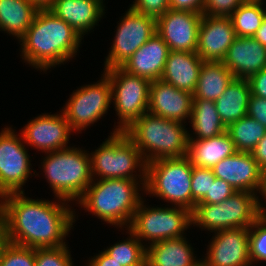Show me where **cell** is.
I'll list each match as a JSON object with an SVG mask.
<instances>
[{
  "instance_id": "6da1fadb",
  "label": "cell",
  "mask_w": 266,
  "mask_h": 266,
  "mask_svg": "<svg viewBox=\"0 0 266 266\" xmlns=\"http://www.w3.org/2000/svg\"><path fill=\"white\" fill-rule=\"evenodd\" d=\"M72 205L57 197L33 199L25 192L2 196L0 220L6 241L33 249L67 245L79 216Z\"/></svg>"
},
{
  "instance_id": "7a4b0ae2",
  "label": "cell",
  "mask_w": 266,
  "mask_h": 266,
  "mask_svg": "<svg viewBox=\"0 0 266 266\" xmlns=\"http://www.w3.org/2000/svg\"><path fill=\"white\" fill-rule=\"evenodd\" d=\"M84 39L63 19L48 9H39L25 35L17 42L21 61L42 74L67 62L80 53ZM52 68V69H51Z\"/></svg>"
},
{
  "instance_id": "3957f363",
  "label": "cell",
  "mask_w": 266,
  "mask_h": 266,
  "mask_svg": "<svg viewBox=\"0 0 266 266\" xmlns=\"http://www.w3.org/2000/svg\"><path fill=\"white\" fill-rule=\"evenodd\" d=\"M146 180H93L83 196L74 203L87 215L117 229L129 228L135 211L145 195Z\"/></svg>"
},
{
  "instance_id": "277c9868",
  "label": "cell",
  "mask_w": 266,
  "mask_h": 266,
  "mask_svg": "<svg viewBox=\"0 0 266 266\" xmlns=\"http://www.w3.org/2000/svg\"><path fill=\"white\" fill-rule=\"evenodd\" d=\"M44 155L38 168L53 196L76 203L93 181L89 151L72 145Z\"/></svg>"
},
{
  "instance_id": "5b68a950",
  "label": "cell",
  "mask_w": 266,
  "mask_h": 266,
  "mask_svg": "<svg viewBox=\"0 0 266 266\" xmlns=\"http://www.w3.org/2000/svg\"><path fill=\"white\" fill-rule=\"evenodd\" d=\"M184 124L147 112L124 132L140 150L147 164L188 155V127Z\"/></svg>"
},
{
  "instance_id": "8992f818",
  "label": "cell",
  "mask_w": 266,
  "mask_h": 266,
  "mask_svg": "<svg viewBox=\"0 0 266 266\" xmlns=\"http://www.w3.org/2000/svg\"><path fill=\"white\" fill-rule=\"evenodd\" d=\"M93 180H146V162L124 131L110 134L89 152Z\"/></svg>"
},
{
  "instance_id": "52a82bcc",
  "label": "cell",
  "mask_w": 266,
  "mask_h": 266,
  "mask_svg": "<svg viewBox=\"0 0 266 266\" xmlns=\"http://www.w3.org/2000/svg\"><path fill=\"white\" fill-rule=\"evenodd\" d=\"M193 166L188 156L159 159L146 164L145 197L191 211Z\"/></svg>"
},
{
  "instance_id": "ba28073f",
  "label": "cell",
  "mask_w": 266,
  "mask_h": 266,
  "mask_svg": "<svg viewBox=\"0 0 266 266\" xmlns=\"http://www.w3.org/2000/svg\"><path fill=\"white\" fill-rule=\"evenodd\" d=\"M260 217L259 196L236 191L218 204H196L191 211L192 229L211 233L230 228H250Z\"/></svg>"
},
{
  "instance_id": "9c48e42d",
  "label": "cell",
  "mask_w": 266,
  "mask_h": 266,
  "mask_svg": "<svg viewBox=\"0 0 266 266\" xmlns=\"http://www.w3.org/2000/svg\"><path fill=\"white\" fill-rule=\"evenodd\" d=\"M140 201L129 230L147 247L159 241L184 237L192 230L191 211L180 206L149 205ZM165 205V206H163Z\"/></svg>"
},
{
  "instance_id": "30bf717a",
  "label": "cell",
  "mask_w": 266,
  "mask_h": 266,
  "mask_svg": "<svg viewBox=\"0 0 266 266\" xmlns=\"http://www.w3.org/2000/svg\"><path fill=\"white\" fill-rule=\"evenodd\" d=\"M102 71L108 76L111 85L112 106L117 117L112 133L124 131L148 112L151 81L130 74L121 67Z\"/></svg>"
},
{
  "instance_id": "8fae6325",
  "label": "cell",
  "mask_w": 266,
  "mask_h": 266,
  "mask_svg": "<svg viewBox=\"0 0 266 266\" xmlns=\"http://www.w3.org/2000/svg\"><path fill=\"white\" fill-rule=\"evenodd\" d=\"M96 82L83 84L69 94L61 111L69 122L72 131L78 135L94 123L104 119L112 105L111 85L108 76L101 71Z\"/></svg>"
},
{
  "instance_id": "7c38bea8",
  "label": "cell",
  "mask_w": 266,
  "mask_h": 266,
  "mask_svg": "<svg viewBox=\"0 0 266 266\" xmlns=\"http://www.w3.org/2000/svg\"><path fill=\"white\" fill-rule=\"evenodd\" d=\"M15 128L5 125L0 131V198L9 193L25 192L23 187L29 177L40 178L41 175L33 169V156Z\"/></svg>"
},
{
  "instance_id": "4fadbf2b",
  "label": "cell",
  "mask_w": 266,
  "mask_h": 266,
  "mask_svg": "<svg viewBox=\"0 0 266 266\" xmlns=\"http://www.w3.org/2000/svg\"><path fill=\"white\" fill-rule=\"evenodd\" d=\"M117 21L114 37L103 61V70L122 66L144 43L157 33L156 18L129 6Z\"/></svg>"
},
{
  "instance_id": "5bb4252c",
  "label": "cell",
  "mask_w": 266,
  "mask_h": 266,
  "mask_svg": "<svg viewBox=\"0 0 266 266\" xmlns=\"http://www.w3.org/2000/svg\"><path fill=\"white\" fill-rule=\"evenodd\" d=\"M61 112V113H60ZM54 114L41 113L32 117L19 131L25 145L42 154L54 152L71 147L70 138L75 133L72 131L65 115L60 110Z\"/></svg>"
},
{
  "instance_id": "9a60e30c",
  "label": "cell",
  "mask_w": 266,
  "mask_h": 266,
  "mask_svg": "<svg viewBox=\"0 0 266 266\" xmlns=\"http://www.w3.org/2000/svg\"><path fill=\"white\" fill-rule=\"evenodd\" d=\"M212 234L205 256H201L208 266H252L249 228L223 229Z\"/></svg>"
},
{
  "instance_id": "2e32d148",
  "label": "cell",
  "mask_w": 266,
  "mask_h": 266,
  "mask_svg": "<svg viewBox=\"0 0 266 266\" xmlns=\"http://www.w3.org/2000/svg\"><path fill=\"white\" fill-rule=\"evenodd\" d=\"M202 13L168 9L156 19L157 34L170 51L196 52Z\"/></svg>"
},
{
  "instance_id": "e0dca14e",
  "label": "cell",
  "mask_w": 266,
  "mask_h": 266,
  "mask_svg": "<svg viewBox=\"0 0 266 266\" xmlns=\"http://www.w3.org/2000/svg\"><path fill=\"white\" fill-rule=\"evenodd\" d=\"M212 170L215 177L228 182L235 191L261 194L265 173L251 152L236 151L217 163Z\"/></svg>"
},
{
  "instance_id": "ac0fdd59",
  "label": "cell",
  "mask_w": 266,
  "mask_h": 266,
  "mask_svg": "<svg viewBox=\"0 0 266 266\" xmlns=\"http://www.w3.org/2000/svg\"><path fill=\"white\" fill-rule=\"evenodd\" d=\"M193 94L179 90L161 79L150 85L148 112L158 117L189 124Z\"/></svg>"
},
{
  "instance_id": "d6986e66",
  "label": "cell",
  "mask_w": 266,
  "mask_h": 266,
  "mask_svg": "<svg viewBox=\"0 0 266 266\" xmlns=\"http://www.w3.org/2000/svg\"><path fill=\"white\" fill-rule=\"evenodd\" d=\"M236 37L230 17L203 14L196 52L203 61H222Z\"/></svg>"
},
{
  "instance_id": "ffe728a7",
  "label": "cell",
  "mask_w": 266,
  "mask_h": 266,
  "mask_svg": "<svg viewBox=\"0 0 266 266\" xmlns=\"http://www.w3.org/2000/svg\"><path fill=\"white\" fill-rule=\"evenodd\" d=\"M105 0H55L48 8L55 16L63 19L84 39L100 26L108 9Z\"/></svg>"
},
{
  "instance_id": "44dd1931",
  "label": "cell",
  "mask_w": 266,
  "mask_h": 266,
  "mask_svg": "<svg viewBox=\"0 0 266 266\" xmlns=\"http://www.w3.org/2000/svg\"><path fill=\"white\" fill-rule=\"evenodd\" d=\"M222 63L237 79H249L266 68V47L253 37H236Z\"/></svg>"
},
{
  "instance_id": "7402d4cb",
  "label": "cell",
  "mask_w": 266,
  "mask_h": 266,
  "mask_svg": "<svg viewBox=\"0 0 266 266\" xmlns=\"http://www.w3.org/2000/svg\"><path fill=\"white\" fill-rule=\"evenodd\" d=\"M169 52L167 44L156 33L120 67L130 74L156 81L163 74Z\"/></svg>"
},
{
  "instance_id": "603a6c76",
  "label": "cell",
  "mask_w": 266,
  "mask_h": 266,
  "mask_svg": "<svg viewBox=\"0 0 266 266\" xmlns=\"http://www.w3.org/2000/svg\"><path fill=\"white\" fill-rule=\"evenodd\" d=\"M202 63L197 52L170 51L160 79L193 94Z\"/></svg>"
},
{
  "instance_id": "cb8c5ba5",
  "label": "cell",
  "mask_w": 266,
  "mask_h": 266,
  "mask_svg": "<svg viewBox=\"0 0 266 266\" xmlns=\"http://www.w3.org/2000/svg\"><path fill=\"white\" fill-rule=\"evenodd\" d=\"M171 238L146 247V266H192L201 258L186 237ZM195 249V250H194ZM196 253V254H195Z\"/></svg>"
},
{
  "instance_id": "d4e9b609",
  "label": "cell",
  "mask_w": 266,
  "mask_h": 266,
  "mask_svg": "<svg viewBox=\"0 0 266 266\" xmlns=\"http://www.w3.org/2000/svg\"><path fill=\"white\" fill-rule=\"evenodd\" d=\"M236 152L235 145L225 131L207 139H188V157L192 166L213 168L217 163Z\"/></svg>"
},
{
  "instance_id": "484cf974",
  "label": "cell",
  "mask_w": 266,
  "mask_h": 266,
  "mask_svg": "<svg viewBox=\"0 0 266 266\" xmlns=\"http://www.w3.org/2000/svg\"><path fill=\"white\" fill-rule=\"evenodd\" d=\"M38 10L28 0H0V31L18 42L31 26Z\"/></svg>"
},
{
  "instance_id": "4316f807",
  "label": "cell",
  "mask_w": 266,
  "mask_h": 266,
  "mask_svg": "<svg viewBox=\"0 0 266 266\" xmlns=\"http://www.w3.org/2000/svg\"><path fill=\"white\" fill-rule=\"evenodd\" d=\"M250 95L248 79L234 78L224 93L216 99V109L226 127L247 115Z\"/></svg>"
},
{
  "instance_id": "83f0119b",
  "label": "cell",
  "mask_w": 266,
  "mask_h": 266,
  "mask_svg": "<svg viewBox=\"0 0 266 266\" xmlns=\"http://www.w3.org/2000/svg\"><path fill=\"white\" fill-rule=\"evenodd\" d=\"M188 139H207L221 135L227 130L216 109L214 101L193 99L189 120Z\"/></svg>"
},
{
  "instance_id": "f1b7e54d",
  "label": "cell",
  "mask_w": 266,
  "mask_h": 266,
  "mask_svg": "<svg viewBox=\"0 0 266 266\" xmlns=\"http://www.w3.org/2000/svg\"><path fill=\"white\" fill-rule=\"evenodd\" d=\"M234 78L222 61H203L193 99L215 102Z\"/></svg>"
},
{
  "instance_id": "f546056e",
  "label": "cell",
  "mask_w": 266,
  "mask_h": 266,
  "mask_svg": "<svg viewBox=\"0 0 266 266\" xmlns=\"http://www.w3.org/2000/svg\"><path fill=\"white\" fill-rule=\"evenodd\" d=\"M265 16V2L245 1L229 17L237 37H253Z\"/></svg>"
},
{
  "instance_id": "4dcf8cb0",
  "label": "cell",
  "mask_w": 266,
  "mask_h": 266,
  "mask_svg": "<svg viewBox=\"0 0 266 266\" xmlns=\"http://www.w3.org/2000/svg\"><path fill=\"white\" fill-rule=\"evenodd\" d=\"M117 231L125 232L127 237L103 250L122 266H146V246L128 228Z\"/></svg>"
},
{
  "instance_id": "1f68e13d",
  "label": "cell",
  "mask_w": 266,
  "mask_h": 266,
  "mask_svg": "<svg viewBox=\"0 0 266 266\" xmlns=\"http://www.w3.org/2000/svg\"><path fill=\"white\" fill-rule=\"evenodd\" d=\"M226 131L229 133L236 151L251 152L265 136L266 128L254 118L246 115L231 123Z\"/></svg>"
},
{
  "instance_id": "d6a6232c",
  "label": "cell",
  "mask_w": 266,
  "mask_h": 266,
  "mask_svg": "<svg viewBox=\"0 0 266 266\" xmlns=\"http://www.w3.org/2000/svg\"><path fill=\"white\" fill-rule=\"evenodd\" d=\"M249 244L252 266L261 263L264 265L266 263V218L260 216L249 228Z\"/></svg>"
},
{
  "instance_id": "836d02e7",
  "label": "cell",
  "mask_w": 266,
  "mask_h": 266,
  "mask_svg": "<svg viewBox=\"0 0 266 266\" xmlns=\"http://www.w3.org/2000/svg\"><path fill=\"white\" fill-rule=\"evenodd\" d=\"M0 266H35V249L6 241L0 249Z\"/></svg>"
},
{
  "instance_id": "e575fe53",
  "label": "cell",
  "mask_w": 266,
  "mask_h": 266,
  "mask_svg": "<svg viewBox=\"0 0 266 266\" xmlns=\"http://www.w3.org/2000/svg\"><path fill=\"white\" fill-rule=\"evenodd\" d=\"M69 245L35 249V266H75Z\"/></svg>"
},
{
  "instance_id": "d590c367",
  "label": "cell",
  "mask_w": 266,
  "mask_h": 266,
  "mask_svg": "<svg viewBox=\"0 0 266 266\" xmlns=\"http://www.w3.org/2000/svg\"><path fill=\"white\" fill-rule=\"evenodd\" d=\"M215 176L212 168L193 166L191 177V211L210 191L211 182Z\"/></svg>"
},
{
  "instance_id": "8d00e7d4",
  "label": "cell",
  "mask_w": 266,
  "mask_h": 266,
  "mask_svg": "<svg viewBox=\"0 0 266 266\" xmlns=\"http://www.w3.org/2000/svg\"><path fill=\"white\" fill-rule=\"evenodd\" d=\"M246 0H205L203 14L229 17Z\"/></svg>"
},
{
  "instance_id": "74e56055",
  "label": "cell",
  "mask_w": 266,
  "mask_h": 266,
  "mask_svg": "<svg viewBox=\"0 0 266 266\" xmlns=\"http://www.w3.org/2000/svg\"><path fill=\"white\" fill-rule=\"evenodd\" d=\"M234 192V188L226 181L215 177L211 182L209 193L197 204H218L230 197Z\"/></svg>"
},
{
  "instance_id": "f35d334b",
  "label": "cell",
  "mask_w": 266,
  "mask_h": 266,
  "mask_svg": "<svg viewBox=\"0 0 266 266\" xmlns=\"http://www.w3.org/2000/svg\"><path fill=\"white\" fill-rule=\"evenodd\" d=\"M131 2L129 7L132 10L156 19L169 9V0H132Z\"/></svg>"
},
{
  "instance_id": "ab89813d",
  "label": "cell",
  "mask_w": 266,
  "mask_h": 266,
  "mask_svg": "<svg viewBox=\"0 0 266 266\" xmlns=\"http://www.w3.org/2000/svg\"><path fill=\"white\" fill-rule=\"evenodd\" d=\"M247 116L254 118L266 128V99L250 95Z\"/></svg>"
},
{
  "instance_id": "60d3db41",
  "label": "cell",
  "mask_w": 266,
  "mask_h": 266,
  "mask_svg": "<svg viewBox=\"0 0 266 266\" xmlns=\"http://www.w3.org/2000/svg\"><path fill=\"white\" fill-rule=\"evenodd\" d=\"M248 82L251 88V95L266 99V68L252 75Z\"/></svg>"
},
{
  "instance_id": "b9f144b4",
  "label": "cell",
  "mask_w": 266,
  "mask_h": 266,
  "mask_svg": "<svg viewBox=\"0 0 266 266\" xmlns=\"http://www.w3.org/2000/svg\"><path fill=\"white\" fill-rule=\"evenodd\" d=\"M204 2L205 0H169V8L203 14Z\"/></svg>"
},
{
  "instance_id": "7bdbcfd3",
  "label": "cell",
  "mask_w": 266,
  "mask_h": 266,
  "mask_svg": "<svg viewBox=\"0 0 266 266\" xmlns=\"http://www.w3.org/2000/svg\"><path fill=\"white\" fill-rule=\"evenodd\" d=\"M94 256H90L85 262L84 266H122L114 258L107 254L104 250L98 251V254L93 253Z\"/></svg>"
},
{
  "instance_id": "ee69618b",
  "label": "cell",
  "mask_w": 266,
  "mask_h": 266,
  "mask_svg": "<svg viewBox=\"0 0 266 266\" xmlns=\"http://www.w3.org/2000/svg\"><path fill=\"white\" fill-rule=\"evenodd\" d=\"M254 160L258 166L266 172V133L265 136L258 142L255 148L251 151Z\"/></svg>"
},
{
  "instance_id": "f6af8a7d",
  "label": "cell",
  "mask_w": 266,
  "mask_h": 266,
  "mask_svg": "<svg viewBox=\"0 0 266 266\" xmlns=\"http://www.w3.org/2000/svg\"><path fill=\"white\" fill-rule=\"evenodd\" d=\"M259 215L266 218V177H264L262 191L259 195Z\"/></svg>"
},
{
  "instance_id": "bcb514c9",
  "label": "cell",
  "mask_w": 266,
  "mask_h": 266,
  "mask_svg": "<svg viewBox=\"0 0 266 266\" xmlns=\"http://www.w3.org/2000/svg\"><path fill=\"white\" fill-rule=\"evenodd\" d=\"M253 38L256 39L261 45L266 47V16L264 17L262 25L256 31Z\"/></svg>"
},
{
  "instance_id": "7dc6e473",
  "label": "cell",
  "mask_w": 266,
  "mask_h": 266,
  "mask_svg": "<svg viewBox=\"0 0 266 266\" xmlns=\"http://www.w3.org/2000/svg\"><path fill=\"white\" fill-rule=\"evenodd\" d=\"M38 9H48L55 0H28Z\"/></svg>"
},
{
  "instance_id": "c3c4849f",
  "label": "cell",
  "mask_w": 266,
  "mask_h": 266,
  "mask_svg": "<svg viewBox=\"0 0 266 266\" xmlns=\"http://www.w3.org/2000/svg\"><path fill=\"white\" fill-rule=\"evenodd\" d=\"M6 242V237L4 234V229H3V225L2 222L0 220V249L2 247V245Z\"/></svg>"
},
{
  "instance_id": "681fc988",
  "label": "cell",
  "mask_w": 266,
  "mask_h": 266,
  "mask_svg": "<svg viewBox=\"0 0 266 266\" xmlns=\"http://www.w3.org/2000/svg\"><path fill=\"white\" fill-rule=\"evenodd\" d=\"M192 266H208V265L205 262V260L201 257V259Z\"/></svg>"
},
{
  "instance_id": "f907efd6",
  "label": "cell",
  "mask_w": 266,
  "mask_h": 266,
  "mask_svg": "<svg viewBox=\"0 0 266 266\" xmlns=\"http://www.w3.org/2000/svg\"><path fill=\"white\" fill-rule=\"evenodd\" d=\"M246 1H263V2H266V0H246Z\"/></svg>"
}]
</instances>
